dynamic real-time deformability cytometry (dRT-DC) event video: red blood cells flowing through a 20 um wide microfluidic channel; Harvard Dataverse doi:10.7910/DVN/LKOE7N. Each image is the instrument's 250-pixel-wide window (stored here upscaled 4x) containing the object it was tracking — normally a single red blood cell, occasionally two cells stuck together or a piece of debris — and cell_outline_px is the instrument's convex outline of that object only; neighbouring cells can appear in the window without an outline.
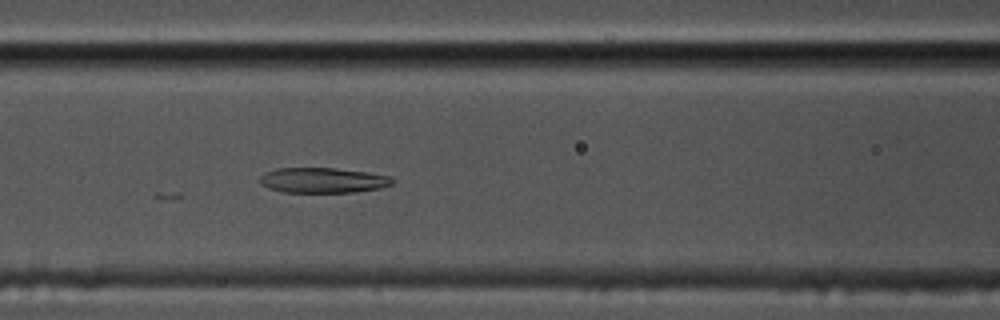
{"species": "common noctule bat (a hibernating species)", "species_latin": "Nyctalus noctula", "temperature_condition": "cold", "stored_images_in_passage": 14, "camera_frame_rate_fps": 3000, "um_per_image_px": 0.085, "animal": {"sex": "male", "body_mass_g": 17.5, "forearm_length_mm": 52.3}, "frame": {"image": 1, "passage_image": 8, "time_ms": 2.333, "image_size_px": [1000, 320], "cell_outline_px": [[392, 184], [380, 188], [352, 192], [284, 192], [268, 188], [260, 184], [260, 176], [264, 172], [276, 168], [336, 168], [368, 172], [392, 176]], "centroid_in_image_um": [27.42, 15.31], "position_along_channel_um": 139.2, "area_um2": 19.54}}